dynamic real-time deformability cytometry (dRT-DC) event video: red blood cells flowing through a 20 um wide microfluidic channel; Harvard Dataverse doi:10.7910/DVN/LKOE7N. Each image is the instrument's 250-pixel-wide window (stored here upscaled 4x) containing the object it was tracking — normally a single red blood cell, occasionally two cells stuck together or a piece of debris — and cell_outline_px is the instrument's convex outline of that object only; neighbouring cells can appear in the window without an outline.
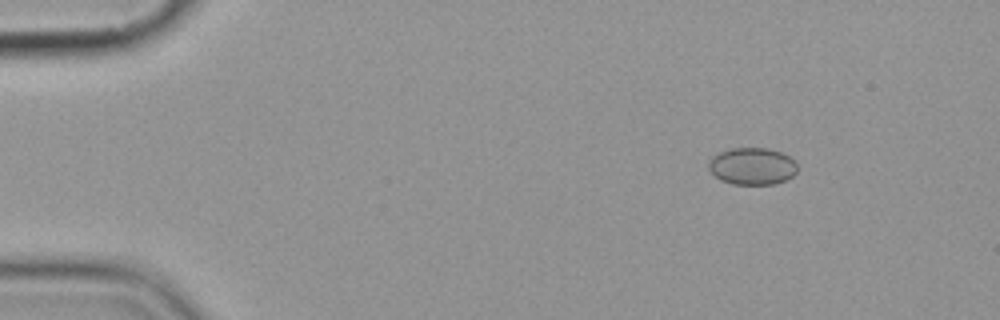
{"species": "common noctule bat (a hibernating species)", "species_latin": "Nyctalus noctula", "temperature_condition": "cold", "stored_images_in_passage": 6, "camera_frame_rate_fps": 3000, "um_per_image_px": 0.085, "animal": {"sex": "female", "body_mass_g": 19.9}, "frame": {"image": 1, "passage_image": 2, "time_ms": 1.333, "image_size_px": [1000, 320], "cell_outline_px": [[796, 172], [792, 176], [776, 184], [732, 184], [720, 180], [708, 168], [708, 160], [712, 156], [728, 148], [768, 148], [784, 152], [796, 160]], "centroid_in_image_um": [63.94, 14.11], "position_along_channel_um": 21.1, "area_um2": 19.42}}
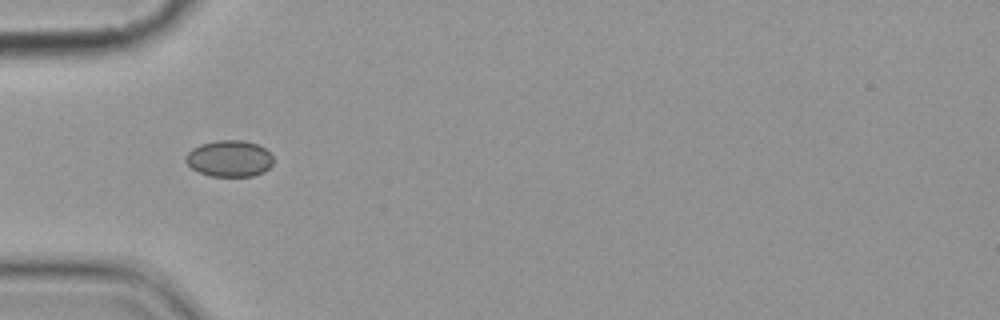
{"frame": {"image": 2, "passage_image": 5, "time_ms": 5.0, "image_size_px": [1000, 320], "cell_outline_px": [[272, 164], [264, 172], [252, 176], [212, 176], [200, 172], [192, 168], [184, 160], [184, 156], [192, 148], [200, 144], [216, 140], [244, 140], [256, 144], [264, 148], [272, 156]], "centroid_in_image_um": [19.47, 13.47], "position_along_channel_um": 65.5, "area_um2": 18.55}}
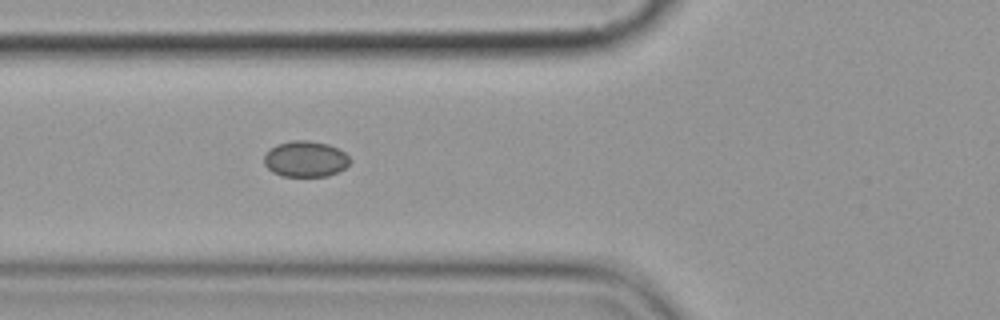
{"frame": {"image": 3, "passage_image": 6, "time_ms": 6.0, "image_size_px": [1000, 320], "cell_outline_px": [[352, 160], [344, 168], [328, 176], [280, 176], [272, 172], [264, 164], [264, 156], [268, 148], [276, 144], [292, 140], [308, 140], [328, 144], [344, 152]], "centroid_in_image_um": [25.92, 13.51], "position_along_channel_um": 99.9, "area_um2": 18.09}}